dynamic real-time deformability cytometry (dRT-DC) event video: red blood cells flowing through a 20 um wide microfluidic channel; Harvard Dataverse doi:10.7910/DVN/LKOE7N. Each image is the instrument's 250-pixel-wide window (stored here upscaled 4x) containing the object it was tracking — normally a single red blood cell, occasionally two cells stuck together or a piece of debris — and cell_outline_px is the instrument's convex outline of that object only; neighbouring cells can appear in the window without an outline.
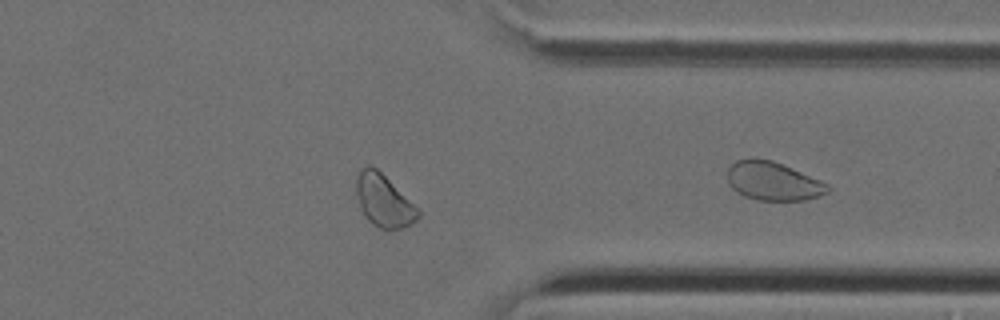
{"species": "Egyptian fruit bat (a non-hibernating species)", "species_latin": "Rousettus aegyptiacus", "temperature_condition": "cold", "stored_images_in_passage": 35, "camera_frame_rate_fps": 3000, "um_per_image_px": 0.085, "animal": {"sex": "female"}, "frame": {"image": 1, "passage_image": 25, "time_ms": 8.0, "image_size_px": [1000, 320], "cell_outline_px": [[420, 216], [416, 220], [404, 228], [380, 228], [372, 224], [364, 216], [360, 208], [356, 192], [356, 176], [360, 168], [368, 164], [376, 168], [420, 208]], "centroid_in_image_um": [32.62, 17.04], "position_along_channel_um": 378.8, "area_um2": 19.02}}